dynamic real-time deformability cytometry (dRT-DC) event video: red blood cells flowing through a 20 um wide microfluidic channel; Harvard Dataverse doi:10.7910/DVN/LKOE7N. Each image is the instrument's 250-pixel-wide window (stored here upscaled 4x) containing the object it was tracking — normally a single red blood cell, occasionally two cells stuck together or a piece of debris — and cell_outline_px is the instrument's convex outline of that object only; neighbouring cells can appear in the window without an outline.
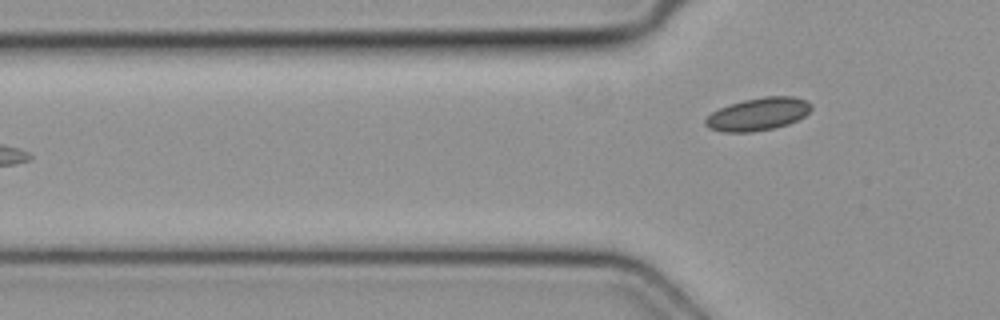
{"species": "common noctule bat (a hibernating species)", "species_latin": "Nyctalus noctula", "temperature_condition": "cold", "stored_images_in_passage": 6, "camera_frame_rate_fps": 3000, "um_per_image_px": 0.085, "animal": {"sex": "female", "body_mass_g": 19.3, "forearm_length_mm": 54.1}, "frame": {"image": 1, "passage_image": 6, "time_ms": 1.667, "image_size_px": [1000, 320], "cell_outline_px": [[812, 108], [804, 116], [788, 124], [772, 128], [752, 132], [724, 132], [708, 128], [704, 124], [704, 120], [712, 112], [720, 108], [744, 100], [764, 96], [792, 96], [808, 100], [812, 104]], "centroid_in_image_um": [64.44, 9.69], "position_along_channel_um": 61.4, "area_um2": 20.11}}